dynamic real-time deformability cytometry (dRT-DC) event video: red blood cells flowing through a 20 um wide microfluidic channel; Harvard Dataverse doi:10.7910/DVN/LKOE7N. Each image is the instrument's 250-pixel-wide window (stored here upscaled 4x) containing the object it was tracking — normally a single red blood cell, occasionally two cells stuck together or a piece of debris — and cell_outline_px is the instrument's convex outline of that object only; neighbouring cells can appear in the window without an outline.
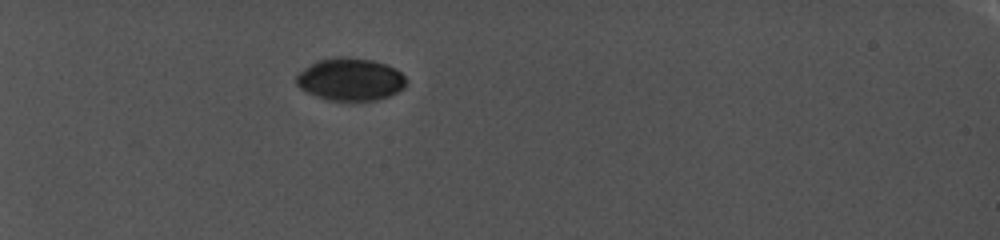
{"species": "common noctule bat (a hibernating species)", "species_latin": "Nyctalus noctula", "temperature_condition": "cold", "stored_images_in_passage": 12, "camera_frame_rate_fps": 5000, "um_per_image_px": 0.085, "animal": {"sex": "female", "body_mass_g": 19.0, "forearm_length_mm": 56.7}, "frame": {"image": 1, "passage_image": 1, "time_ms": 0.0, "image_size_px": [1000, 240], "cell_outline_px": [[408, 84], [404, 88], [388, 96], [376, 100], [328, 100], [316, 96], [300, 88], [296, 84], [296, 76], [300, 72], [312, 64], [320, 60], [368, 60], [384, 64], [396, 68], [408, 80]], "centroid_in_image_um": [29.83, 6.8], "position_along_channel_um": 55.2, "area_um2": 26.18}}
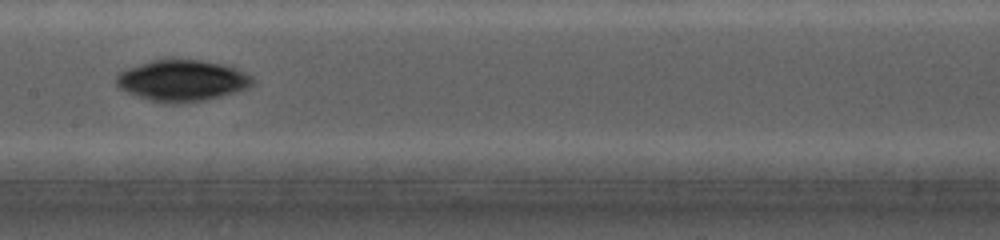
{"frame": {"image": 2, "passage_image": 6, "time_ms": 5.0, "image_size_px": [1000, 240], "cell_outline_px": [[252, 84], [244, 88], [220, 96], [204, 100], [184, 104], [172, 104], [148, 100], [128, 92], [120, 88], [116, 84], [116, 76], [120, 72], [128, 68], [152, 60], [200, 60], [220, 64], [232, 68], [252, 76]], "centroid_in_image_um": [15.42, 6.87], "position_along_channel_um": 192.0, "area_um2": 32.08}}
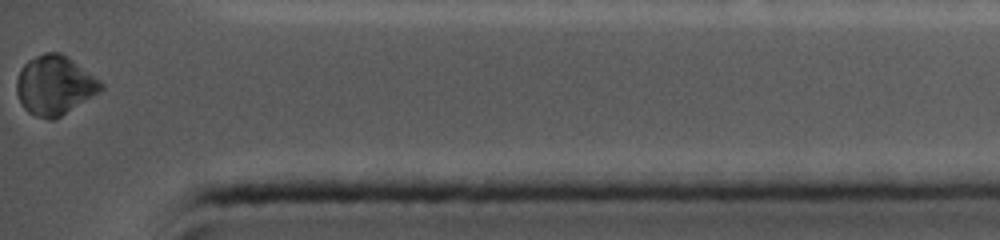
{"frame": {"image": 3, "passage_image": 12, "time_ms": 11.2, "image_size_px": [1000, 240], "cell_outline_px": [[104, 88], [60, 116], [52, 120], [48, 120], [36, 116], [28, 112], [24, 108], [16, 92], [16, 80], [20, 68], [28, 60], [44, 52], [60, 52], [100, 80], [104, 84]], "centroid_in_image_um": [4.6, 7.24], "position_along_channel_um": 430.6, "area_um2": 28.73}, "authors_computed_cell_mechanics": {"area_um2": 29.4491, "velocity_mm_per_s": 3.9176, "shape_relaxation_time_tau1_ms": 1.3264, "shape_relaxation_time_tau2_ms": null, "deformation_change_tau1": 0.0591, "deformation_change_tau2": null}}